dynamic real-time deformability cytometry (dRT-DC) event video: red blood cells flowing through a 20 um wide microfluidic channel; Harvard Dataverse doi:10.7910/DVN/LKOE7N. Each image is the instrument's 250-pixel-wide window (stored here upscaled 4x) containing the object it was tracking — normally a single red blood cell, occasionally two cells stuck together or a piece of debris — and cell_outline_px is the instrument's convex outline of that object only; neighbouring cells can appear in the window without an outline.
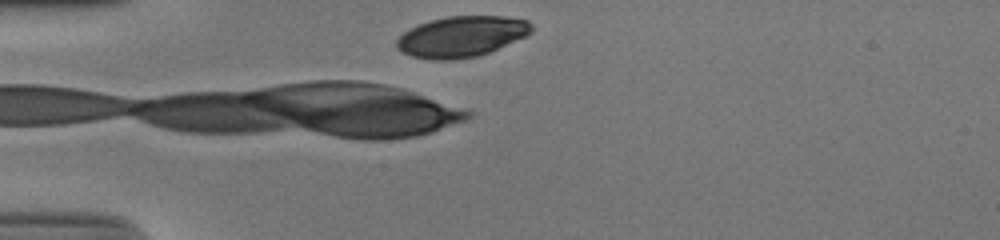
{"species": "human", "species_latin": "Homo sapiens", "temperature_condition": "cold", "stored_images_in_passage": 2, "camera_frame_rate_fps": 3000, "um_per_image_px": 0.085, "donor": {"sex": "male"}, "frame": {"image": 1, "passage_image": 2, "time_ms": 0.333, "image_size_px": [1000, 240], "cell_outline_px": [[532, 32], [524, 36], [480, 56], [452, 60], [432, 60], [412, 56], [396, 48], [396, 40], [408, 28], [432, 20], [448, 16], [504, 16], [528, 20], [532, 24]], "centroid_in_image_um": [39.21, 3.11], "position_along_channel_um": 45.8, "area_um2": 31.96}}